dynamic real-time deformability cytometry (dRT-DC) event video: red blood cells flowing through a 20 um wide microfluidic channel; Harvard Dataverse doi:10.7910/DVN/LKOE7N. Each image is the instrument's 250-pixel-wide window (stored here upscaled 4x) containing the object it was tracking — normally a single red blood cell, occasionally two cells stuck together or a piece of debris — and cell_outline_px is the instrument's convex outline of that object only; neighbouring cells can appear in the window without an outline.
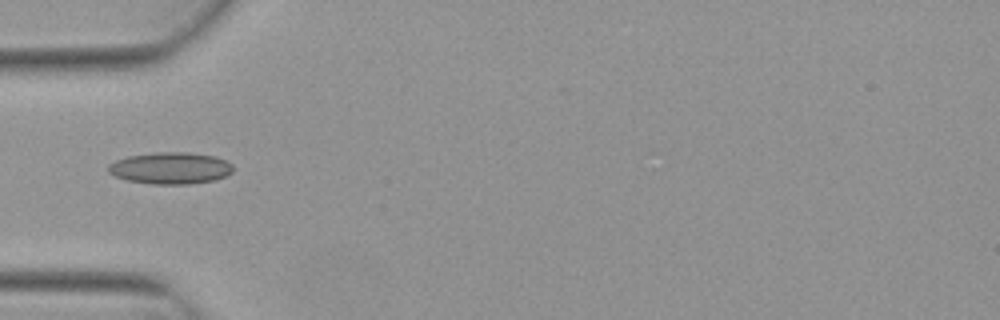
{"species": "Egyptian fruit bat (a non-hibernating species)", "species_latin": "Rousettus aegyptiacus", "temperature_condition": "warm", "stored_images_in_passage": 2, "camera_frame_rate_fps": 3000, "um_per_image_px": 0.085, "animal": {"sex": "female"}, "frame": {"image": 1, "passage_image": 1, "time_ms": 0.0, "image_size_px": [1000, 320], "cell_outline_px": [[232, 172], [216, 180], [188, 184], [152, 184], [128, 180], [116, 176], [108, 172], [108, 164], [116, 160], [128, 156], [156, 152], [188, 152], [216, 156], [232, 164]], "centroid_in_image_um": [14.49, 14.28], "position_along_channel_um": 70.5, "area_um2": 23.06}}
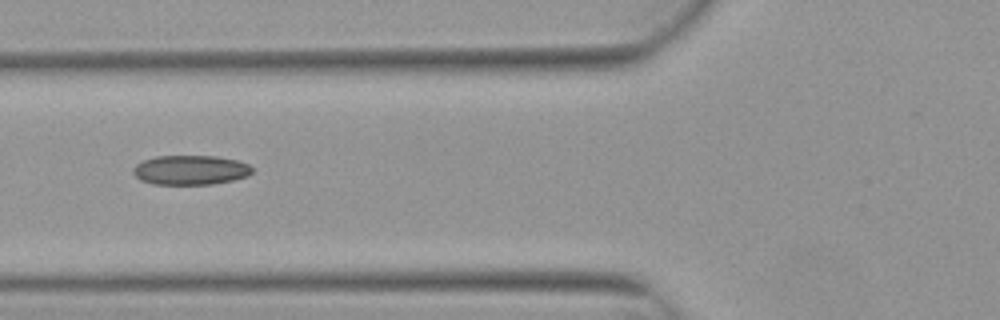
{"frame": {"image": 2, "passage_image": 2, "time_ms": 0.333, "image_size_px": [1000, 320], "cell_outline_px": [[252, 172], [248, 176], [232, 180], [212, 184], [152, 184], [140, 180], [132, 172], [132, 168], [136, 164], [144, 160], [156, 156], [216, 156], [236, 160], [248, 164], [252, 168]], "centroid_in_image_um": [16.17, 14.45], "position_along_channel_um": 109.6, "area_um2": 20.46}}